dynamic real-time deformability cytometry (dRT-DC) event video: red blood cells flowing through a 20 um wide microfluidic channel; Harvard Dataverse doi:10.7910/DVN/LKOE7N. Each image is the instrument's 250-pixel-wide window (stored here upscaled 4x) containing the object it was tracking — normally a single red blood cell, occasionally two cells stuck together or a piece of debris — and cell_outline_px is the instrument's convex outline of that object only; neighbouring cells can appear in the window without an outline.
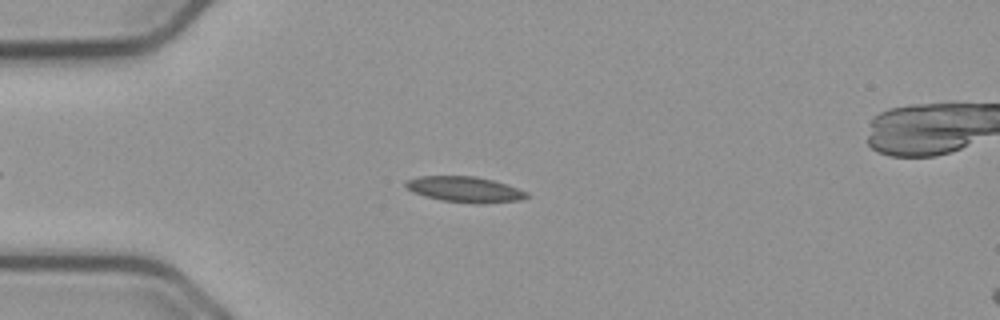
{"species": "common noctule bat (a hibernating species)", "species_latin": "Nyctalus noctula", "temperature_condition": "cold", "stored_images_in_passage": 53, "camera_frame_rate_fps": 3000, "um_per_image_px": 0.085, "animal": {"sex": "male", "body_mass_g": 23.1, "forearm_length_mm": 52.7}, "frame": {"image": 1, "passage_image": 11, "time_ms": 3.333, "image_size_px": [1000, 320], "cell_outline_px": [[528, 196], [520, 200], [484, 204], [476, 204], [440, 200], [424, 196], [412, 192], [404, 188], [404, 180], [420, 176], [476, 176], [492, 180], [528, 192]], "centroid_in_image_um": [39.44, 16.1], "position_along_channel_um": 45.6, "area_um2": 18.26}}
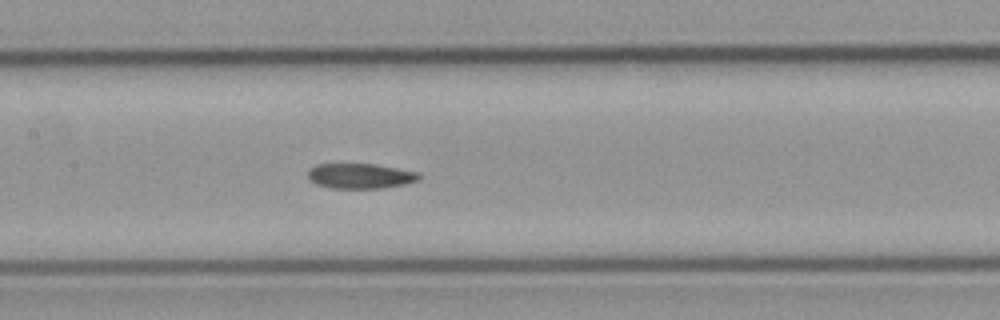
{"frame": {"image": 2, "passage_image": 23, "time_ms": 7.333, "image_size_px": [1000, 320], "cell_outline_px": [[420, 180], [408, 184], [384, 188], [332, 188], [316, 184], [308, 180], [308, 168], [316, 164], [376, 164], [420, 172]], "centroid_in_image_um": [30.65, 14.96], "position_along_channel_um": 176.8, "area_um2": 16.59}}
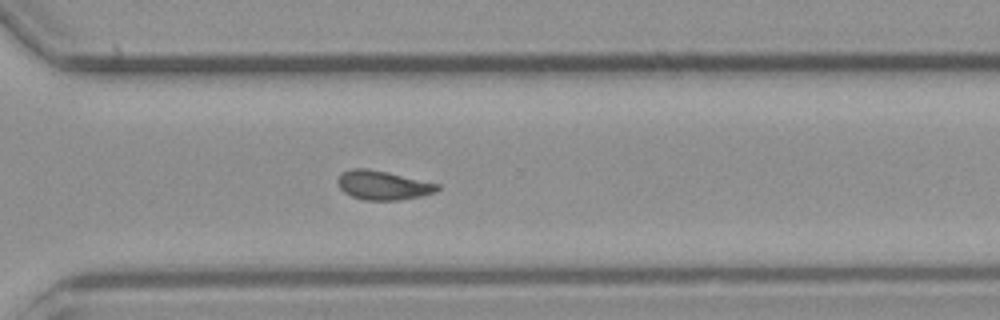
{"frame": {"image": 3, "passage_image": 36, "time_ms": 11.667, "image_size_px": [1000, 320], "cell_outline_px": [[440, 188], [436, 192], [424, 196], [400, 200], [364, 200], [352, 196], [344, 192], [340, 188], [336, 180], [344, 172], [352, 168], [368, 168], [440, 184]], "centroid_in_image_um": [32.58, 15.75], "position_along_channel_um": 338.0, "area_um2": 16.88}, "authors_computed_cell_mechanics": {"area_um2": 16.9354, "velocity_mm_per_s": 3.741, "shape_relaxation_time_tau1_ms": null, "shape_relaxation_time_tau2_ms": 7.2932, "deformation_change_tau1": null, "deformation_change_tau2": 0.116}}